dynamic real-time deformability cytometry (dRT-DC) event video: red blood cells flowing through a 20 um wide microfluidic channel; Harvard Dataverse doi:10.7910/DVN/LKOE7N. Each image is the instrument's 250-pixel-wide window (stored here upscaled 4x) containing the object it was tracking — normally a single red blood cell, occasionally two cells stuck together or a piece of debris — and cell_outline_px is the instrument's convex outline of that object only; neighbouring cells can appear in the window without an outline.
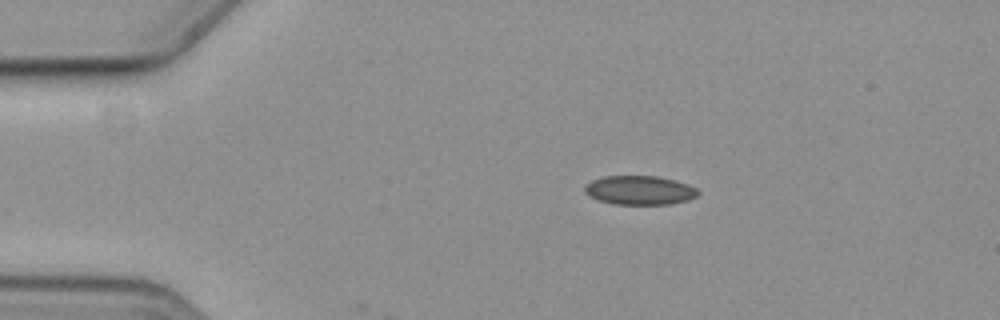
{"species": "common noctule bat (a hibernating species)", "species_latin": "Nyctalus noctula", "temperature_condition": "cold", "stored_images_in_passage": 4, "camera_frame_rate_fps": 3000, "um_per_image_px": 0.085, "animal": {"sex": "female", "body_mass_g": 19.3, "forearm_length_mm": 54.1}, "frame": {"image": 1, "passage_image": 3, "time_ms": 2.333, "image_size_px": [1000, 320], "cell_outline_px": [[700, 192], [696, 196], [688, 200], [668, 204], [612, 204], [600, 200], [584, 192], [584, 184], [592, 180], [604, 176], [656, 176], [676, 180], [688, 184], [696, 188]], "centroid_in_image_um": [54.37, 16.16], "position_along_channel_um": 30.6, "area_um2": 19.13}}